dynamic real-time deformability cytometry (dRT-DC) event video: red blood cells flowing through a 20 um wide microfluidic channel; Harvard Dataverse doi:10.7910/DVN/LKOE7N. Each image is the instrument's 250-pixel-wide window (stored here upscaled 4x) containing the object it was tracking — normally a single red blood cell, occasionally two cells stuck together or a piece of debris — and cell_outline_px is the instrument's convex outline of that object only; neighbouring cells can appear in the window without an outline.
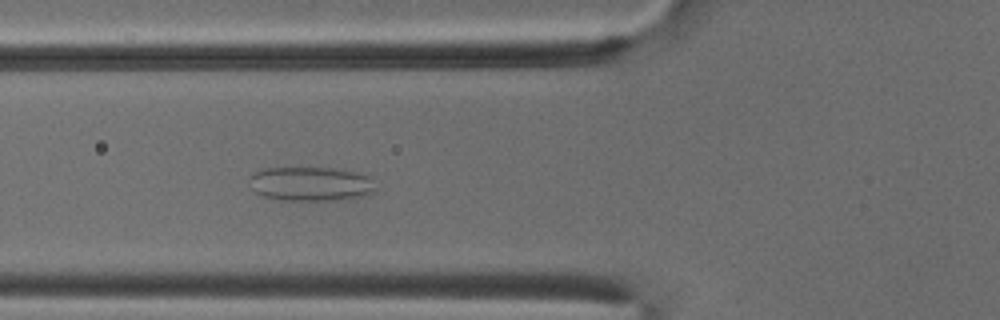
{"species": "common noctule bat (a hibernating species)", "species_latin": "Nyctalus noctula", "temperature_condition": "cold", "stored_images_in_passage": 53, "camera_frame_rate_fps": 3000, "um_per_image_px": 0.085, "animal": {"sex": "male", "body_mass_g": 18.8}, "frame": {"image": 1, "passage_image": 20, "time_ms": 6.333, "image_size_px": [1000, 320], "cell_outline_px": [[376, 188], [372, 192], [364, 196], [336, 200], [280, 200], [264, 196], [256, 192], [252, 188], [248, 180], [260, 168], [340, 168], [356, 172], [368, 176]], "centroid_in_image_um": [26.4, 15.62], "position_along_channel_um": 99.4, "area_um2": 25.14}}
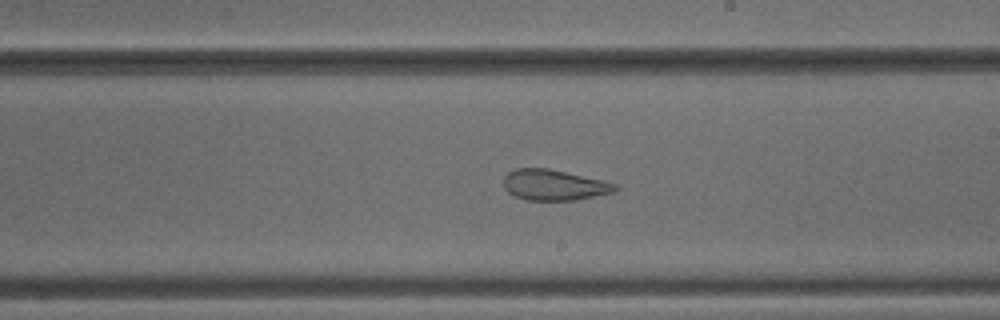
{"frame": {"image": 2, "passage_image": 31, "time_ms": 10.0, "image_size_px": [1000, 320], "cell_outline_px": [[620, 188], [616, 192], [576, 200], [524, 200], [508, 192], [504, 188], [504, 176], [508, 172], [516, 168], [548, 168], [600, 180], [616, 184]], "centroid_in_image_um": [47.09, 15.73], "position_along_channel_um": 241.9, "area_um2": 19.94}}
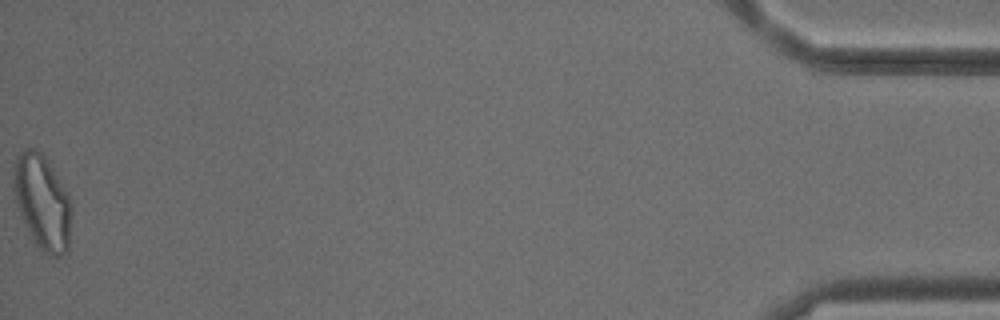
{"frame": {"image": 3, "passage_image": 53, "time_ms": 17.333, "image_size_px": [1000, 320], "cell_outline_px": [[72, 216], [68, 252], [60, 256], [48, 256], [36, 248], [32, 240], [16, 200], [12, 176], [16, 160], [20, 152], [24, 148], [36, 148], [44, 156], [68, 192], [72, 204]], "centroid_in_image_um": [3.64, 17.23], "position_along_channel_um": 431.6, "area_um2": 32.19}, "authors_computed_cell_mechanics": {"area_um2": 26.7036, "velocity_mm_per_s": 3.8731, "shape_relaxation_time_tau1_ms": null, "shape_relaxation_time_tau2_ms": 1.616, "deformation_change_tau1": null, "deformation_change_tau2": 0.1014}}